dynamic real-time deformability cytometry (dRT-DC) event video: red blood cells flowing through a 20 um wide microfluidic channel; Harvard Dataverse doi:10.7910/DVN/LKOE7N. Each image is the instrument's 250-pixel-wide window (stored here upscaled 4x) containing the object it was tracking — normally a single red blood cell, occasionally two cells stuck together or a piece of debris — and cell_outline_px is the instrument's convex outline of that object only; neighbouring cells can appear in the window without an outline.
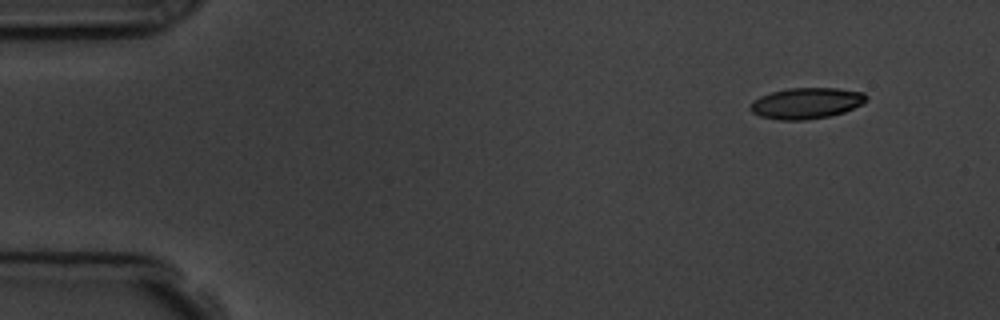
{"species": "common noctule bat (a hibernating species)", "species_latin": "Nyctalus noctula", "temperature_condition": "room temperature", "stored_images_in_passage": 6, "camera_frame_rate_fps": 3000, "um_per_image_px": 0.085, "animal": {"sex": "male", "body_mass_g": 19.5, "forearm_length_mm": 54.6}, "frame": {"image": 1, "passage_image": 6, "time_ms": 6.333, "image_size_px": [1000, 320], "cell_outline_px": [[868, 100], [844, 112], [828, 116], [804, 120], [780, 120], [760, 116], [752, 112], [748, 108], [752, 100], [760, 96], [772, 92], [788, 88], [836, 88], [864, 92], [868, 96]], "centroid_in_image_um": [68.52, 8.77], "position_along_channel_um": 16.5, "area_um2": 20.98}}